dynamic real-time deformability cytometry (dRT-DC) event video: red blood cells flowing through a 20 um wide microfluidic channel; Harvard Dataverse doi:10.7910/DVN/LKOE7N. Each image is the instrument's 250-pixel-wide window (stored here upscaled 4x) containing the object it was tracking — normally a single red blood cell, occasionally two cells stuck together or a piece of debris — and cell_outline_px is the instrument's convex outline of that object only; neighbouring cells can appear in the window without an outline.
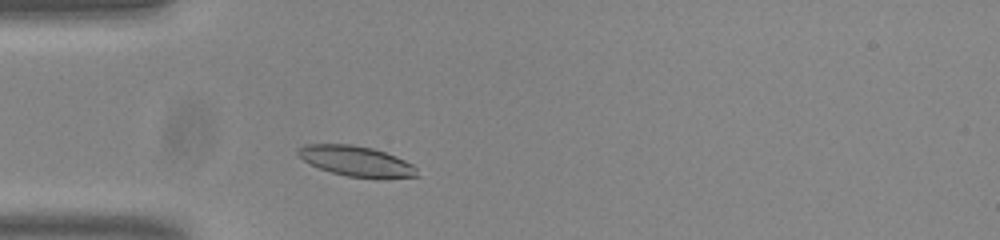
{"species": "common noctule bat (a hibernating species)", "species_latin": "Nyctalus noctula", "temperature_condition": "room temperature", "stored_images_in_passage": 38, "camera_frame_rate_fps": 3000, "um_per_image_px": 0.085, "animal": {"sex": "male", "body_mass_g": 20.0, "forearm_length_mm": 53.3}, "frame": {"image": 1, "passage_image": 5, "time_ms": 1.333, "image_size_px": [1000, 240], "cell_outline_px": [[420, 176], [380, 180], [348, 176], [332, 172], [308, 164], [296, 152], [304, 144], [352, 144], [372, 148], [396, 156], [412, 164], [416, 168]], "centroid_in_image_um": [30.34, 13.72], "position_along_channel_um": 54.7, "area_um2": 21.33}}
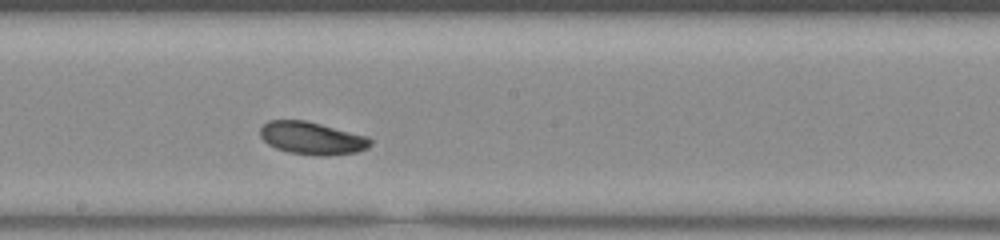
{"frame": {"image": 2, "passage_image": 19, "time_ms": 6.0, "image_size_px": [1000, 240], "cell_outline_px": [[372, 144], [368, 148], [356, 152], [328, 156], [316, 156], [288, 152], [276, 148], [268, 144], [260, 136], [260, 128], [268, 120], [304, 120], [368, 136], [372, 140]], "centroid_in_image_um": [26.53, 11.75], "position_along_channel_um": 221.7, "area_um2": 21.04}}
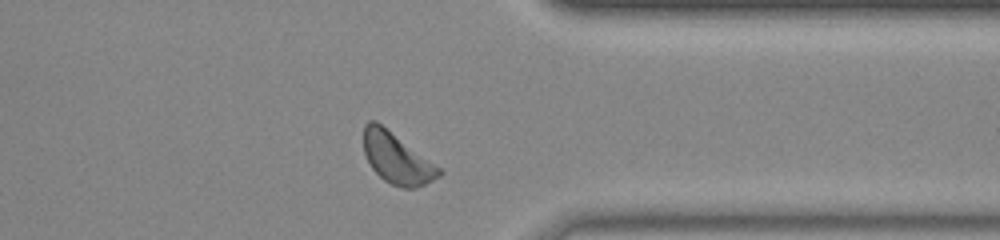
{"frame": {"image": 3, "passage_image": 32, "time_ms": 10.333, "image_size_px": [1000, 240], "cell_outline_px": [[444, 172], [440, 176], [416, 188], [400, 188], [384, 180], [372, 168], [364, 152], [364, 124], [368, 120], [376, 120], [440, 168]], "centroid_in_image_um": [33.71, 13.45], "position_along_channel_um": 377.7, "area_um2": 21.96}}